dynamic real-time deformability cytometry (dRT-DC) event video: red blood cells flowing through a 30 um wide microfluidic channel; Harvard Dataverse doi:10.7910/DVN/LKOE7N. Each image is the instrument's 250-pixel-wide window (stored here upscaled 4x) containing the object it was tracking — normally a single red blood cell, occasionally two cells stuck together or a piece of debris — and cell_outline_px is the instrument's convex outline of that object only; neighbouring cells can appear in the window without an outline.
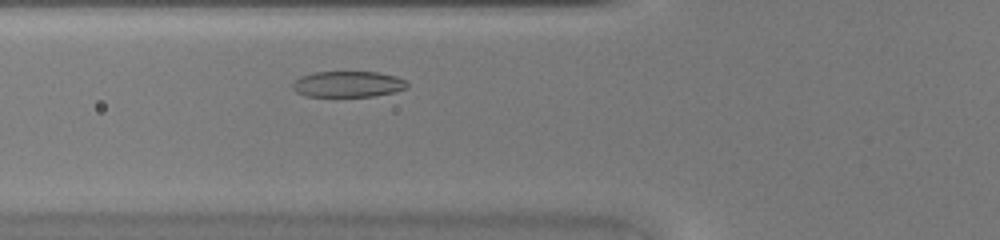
{"species": "common noctule bat (a hibernating species)", "species_latin": "Nyctalus noctula", "temperature_condition": "warm", "stored_images_in_passage": 29, "camera_frame_rate_fps": 3000, "um_per_image_px": 0.085, "animal": {"sex": "female", "body_mass_g": 20.0, "forearm_length_mm": 54.0}, "frame": {"image": 1, "passage_image": 6, "time_ms": 1.667, "image_size_px": [1000, 240], "cell_outline_px": [[408, 88], [396, 92], [376, 96], [308, 96], [296, 92], [292, 88], [292, 84], [300, 76], [316, 72], [376, 72], [396, 76], [404, 80], [408, 84]], "centroid_in_image_um": [29.6, 7.16], "position_along_channel_um": 96.2, "area_um2": 17.34}}
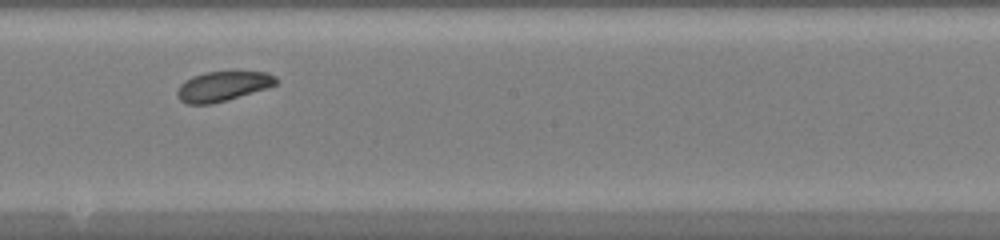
{"frame": {"image": 2, "passage_image": 15, "time_ms": 4.667, "image_size_px": [1000, 240], "cell_outline_px": [[276, 84], [268, 88], [228, 100], [212, 104], [188, 104], [180, 100], [176, 92], [180, 84], [184, 80], [192, 76], [204, 72], [268, 72], [276, 76]], "centroid_in_image_um": [18.92, 7.33], "position_along_channel_um": 229.3, "area_um2": 17.22}}
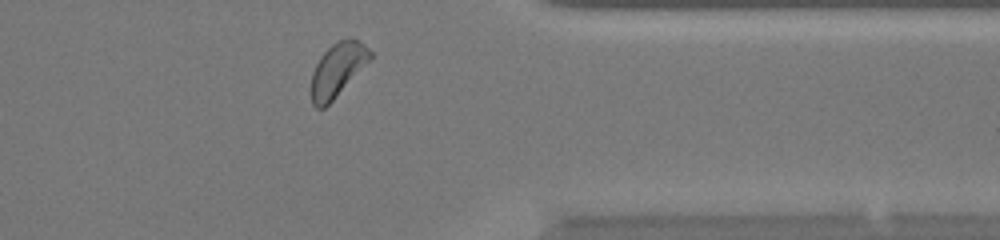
{"frame": {"image": 3, "passage_image": 26, "time_ms": 8.333, "image_size_px": [1000, 240], "cell_outline_px": [[372, 56], [332, 100], [324, 108], [316, 108], [312, 104], [308, 88], [312, 72], [320, 56], [336, 40], [352, 36], [364, 44], [372, 52]], "centroid_in_image_um": [28.61, 5.91], "position_along_channel_um": 382.8, "area_um2": 18.44}}